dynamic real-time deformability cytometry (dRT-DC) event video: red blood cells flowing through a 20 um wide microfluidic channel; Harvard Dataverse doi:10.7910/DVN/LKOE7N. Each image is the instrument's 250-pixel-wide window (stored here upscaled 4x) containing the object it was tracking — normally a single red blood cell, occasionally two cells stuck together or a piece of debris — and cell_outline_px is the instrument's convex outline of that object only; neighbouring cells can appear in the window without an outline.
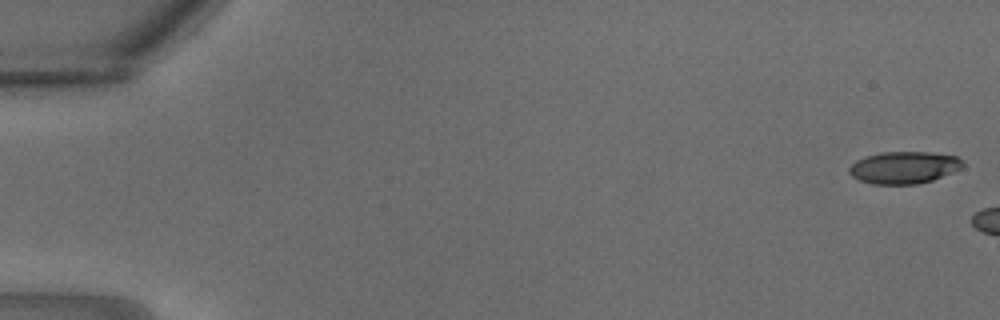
{"species": "common noctule bat (a hibernating species)", "species_latin": "Nyctalus noctula", "temperature_condition": "warm", "stored_images_in_passage": 4, "camera_frame_rate_fps": 3000, "um_per_image_px": 0.085, "animal": {"sex": "male", "body_mass_g": 18.8}, "frame": {"image": 1, "passage_image": 1, "time_ms": 0.0, "image_size_px": [1000, 320], "cell_outline_px": [[964, 164], [960, 168], [932, 180], [916, 184], [872, 184], [860, 180], [852, 176], [848, 172], [848, 168], [856, 160], [868, 156], [884, 152], [928, 152], [956, 156]], "centroid_in_image_um": [76.8, 14.24], "position_along_channel_um": 8.2, "area_um2": 20.92}}